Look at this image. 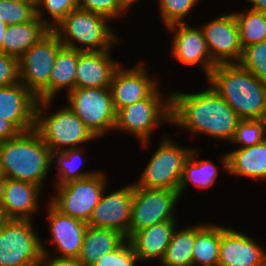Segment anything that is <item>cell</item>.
I'll return each instance as SVG.
<instances>
[{"instance_id": "obj_10", "label": "cell", "mask_w": 266, "mask_h": 266, "mask_svg": "<svg viewBox=\"0 0 266 266\" xmlns=\"http://www.w3.org/2000/svg\"><path fill=\"white\" fill-rule=\"evenodd\" d=\"M108 179L102 170L92 176L55 186L48 202L59 212L85 222L106 189Z\"/></svg>"}, {"instance_id": "obj_37", "label": "cell", "mask_w": 266, "mask_h": 266, "mask_svg": "<svg viewBox=\"0 0 266 266\" xmlns=\"http://www.w3.org/2000/svg\"><path fill=\"white\" fill-rule=\"evenodd\" d=\"M138 258L126 239L118 248L107 253L97 260L92 266H136Z\"/></svg>"}, {"instance_id": "obj_5", "label": "cell", "mask_w": 266, "mask_h": 266, "mask_svg": "<svg viewBox=\"0 0 266 266\" xmlns=\"http://www.w3.org/2000/svg\"><path fill=\"white\" fill-rule=\"evenodd\" d=\"M53 101L37 102L34 126L52 153L80 148L81 144L96 139L67 104L48 113Z\"/></svg>"}, {"instance_id": "obj_43", "label": "cell", "mask_w": 266, "mask_h": 266, "mask_svg": "<svg viewBox=\"0 0 266 266\" xmlns=\"http://www.w3.org/2000/svg\"><path fill=\"white\" fill-rule=\"evenodd\" d=\"M7 24L0 19V51H2L3 36L6 33Z\"/></svg>"}, {"instance_id": "obj_26", "label": "cell", "mask_w": 266, "mask_h": 266, "mask_svg": "<svg viewBox=\"0 0 266 266\" xmlns=\"http://www.w3.org/2000/svg\"><path fill=\"white\" fill-rule=\"evenodd\" d=\"M78 57V50L65 46L59 49L49 78V100H54L63 90L68 94L75 89Z\"/></svg>"}, {"instance_id": "obj_24", "label": "cell", "mask_w": 266, "mask_h": 266, "mask_svg": "<svg viewBox=\"0 0 266 266\" xmlns=\"http://www.w3.org/2000/svg\"><path fill=\"white\" fill-rule=\"evenodd\" d=\"M49 31L50 29L37 16L27 23L7 25L2 52L20 58Z\"/></svg>"}, {"instance_id": "obj_29", "label": "cell", "mask_w": 266, "mask_h": 266, "mask_svg": "<svg viewBox=\"0 0 266 266\" xmlns=\"http://www.w3.org/2000/svg\"><path fill=\"white\" fill-rule=\"evenodd\" d=\"M195 225L183 227L173 232L172 239L160 261L162 266H193Z\"/></svg>"}, {"instance_id": "obj_4", "label": "cell", "mask_w": 266, "mask_h": 266, "mask_svg": "<svg viewBox=\"0 0 266 266\" xmlns=\"http://www.w3.org/2000/svg\"><path fill=\"white\" fill-rule=\"evenodd\" d=\"M109 20L101 14L77 7L52 31L65 47L80 52L109 51L114 44L120 43V37L112 30Z\"/></svg>"}, {"instance_id": "obj_15", "label": "cell", "mask_w": 266, "mask_h": 266, "mask_svg": "<svg viewBox=\"0 0 266 266\" xmlns=\"http://www.w3.org/2000/svg\"><path fill=\"white\" fill-rule=\"evenodd\" d=\"M212 59L217 63H238L243 48L233 11L200 26Z\"/></svg>"}, {"instance_id": "obj_34", "label": "cell", "mask_w": 266, "mask_h": 266, "mask_svg": "<svg viewBox=\"0 0 266 266\" xmlns=\"http://www.w3.org/2000/svg\"><path fill=\"white\" fill-rule=\"evenodd\" d=\"M238 63L266 83V40L244 47Z\"/></svg>"}, {"instance_id": "obj_8", "label": "cell", "mask_w": 266, "mask_h": 266, "mask_svg": "<svg viewBox=\"0 0 266 266\" xmlns=\"http://www.w3.org/2000/svg\"><path fill=\"white\" fill-rule=\"evenodd\" d=\"M33 220L5 219L0 227V266H40L42 238Z\"/></svg>"}, {"instance_id": "obj_12", "label": "cell", "mask_w": 266, "mask_h": 266, "mask_svg": "<svg viewBox=\"0 0 266 266\" xmlns=\"http://www.w3.org/2000/svg\"><path fill=\"white\" fill-rule=\"evenodd\" d=\"M178 191L143 188L133 183V202L129 238L137 231L165 221H177Z\"/></svg>"}, {"instance_id": "obj_36", "label": "cell", "mask_w": 266, "mask_h": 266, "mask_svg": "<svg viewBox=\"0 0 266 266\" xmlns=\"http://www.w3.org/2000/svg\"><path fill=\"white\" fill-rule=\"evenodd\" d=\"M36 5L0 0V19L7 25L27 23L36 17Z\"/></svg>"}, {"instance_id": "obj_2", "label": "cell", "mask_w": 266, "mask_h": 266, "mask_svg": "<svg viewBox=\"0 0 266 266\" xmlns=\"http://www.w3.org/2000/svg\"><path fill=\"white\" fill-rule=\"evenodd\" d=\"M241 119H266V83L239 63H220L206 79Z\"/></svg>"}, {"instance_id": "obj_22", "label": "cell", "mask_w": 266, "mask_h": 266, "mask_svg": "<svg viewBox=\"0 0 266 266\" xmlns=\"http://www.w3.org/2000/svg\"><path fill=\"white\" fill-rule=\"evenodd\" d=\"M177 226V221H165L135 232L128 241L138 261L160 263Z\"/></svg>"}, {"instance_id": "obj_28", "label": "cell", "mask_w": 266, "mask_h": 266, "mask_svg": "<svg viewBox=\"0 0 266 266\" xmlns=\"http://www.w3.org/2000/svg\"><path fill=\"white\" fill-rule=\"evenodd\" d=\"M198 149H192L189 158L185 161L178 194L181 199L189 183L194 184L198 189L211 188L218 177V165L213 161L202 159L198 160Z\"/></svg>"}, {"instance_id": "obj_17", "label": "cell", "mask_w": 266, "mask_h": 266, "mask_svg": "<svg viewBox=\"0 0 266 266\" xmlns=\"http://www.w3.org/2000/svg\"><path fill=\"white\" fill-rule=\"evenodd\" d=\"M93 209L87 224L92 227L113 229L129 239V226L133 202V183L105 195Z\"/></svg>"}, {"instance_id": "obj_33", "label": "cell", "mask_w": 266, "mask_h": 266, "mask_svg": "<svg viewBox=\"0 0 266 266\" xmlns=\"http://www.w3.org/2000/svg\"><path fill=\"white\" fill-rule=\"evenodd\" d=\"M266 140V119H242L229 143L238 148L260 144Z\"/></svg>"}, {"instance_id": "obj_1", "label": "cell", "mask_w": 266, "mask_h": 266, "mask_svg": "<svg viewBox=\"0 0 266 266\" xmlns=\"http://www.w3.org/2000/svg\"><path fill=\"white\" fill-rule=\"evenodd\" d=\"M242 119L210 86L193 93H171V124L187 133L230 142Z\"/></svg>"}, {"instance_id": "obj_38", "label": "cell", "mask_w": 266, "mask_h": 266, "mask_svg": "<svg viewBox=\"0 0 266 266\" xmlns=\"http://www.w3.org/2000/svg\"><path fill=\"white\" fill-rule=\"evenodd\" d=\"M78 8L101 14L110 21L128 13L119 0H78Z\"/></svg>"}, {"instance_id": "obj_13", "label": "cell", "mask_w": 266, "mask_h": 266, "mask_svg": "<svg viewBox=\"0 0 266 266\" xmlns=\"http://www.w3.org/2000/svg\"><path fill=\"white\" fill-rule=\"evenodd\" d=\"M46 219L49 223L50 239L41 240L43 254L53 255L57 257L78 258L81 253L84 235L87 229V222L72 218L56 210L47 201ZM52 239V241H51ZM49 241L54 244L56 252L47 249ZM46 242V244H45Z\"/></svg>"}, {"instance_id": "obj_9", "label": "cell", "mask_w": 266, "mask_h": 266, "mask_svg": "<svg viewBox=\"0 0 266 266\" xmlns=\"http://www.w3.org/2000/svg\"><path fill=\"white\" fill-rule=\"evenodd\" d=\"M63 44L50 30L19 58L20 83L37 101L49 100V78L55 57Z\"/></svg>"}, {"instance_id": "obj_42", "label": "cell", "mask_w": 266, "mask_h": 266, "mask_svg": "<svg viewBox=\"0 0 266 266\" xmlns=\"http://www.w3.org/2000/svg\"><path fill=\"white\" fill-rule=\"evenodd\" d=\"M249 3H252V7L249 9L254 11H259L266 14V0H247Z\"/></svg>"}, {"instance_id": "obj_20", "label": "cell", "mask_w": 266, "mask_h": 266, "mask_svg": "<svg viewBox=\"0 0 266 266\" xmlns=\"http://www.w3.org/2000/svg\"><path fill=\"white\" fill-rule=\"evenodd\" d=\"M37 98L21 83L0 87V118L20 133L34 129Z\"/></svg>"}, {"instance_id": "obj_35", "label": "cell", "mask_w": 266, "mask_h": 266, "mask_svg": "<svg viewBox=\"0 0 266 266\" xmlns=\"http://www.w3.org/2000/svg\"><path fill=\"white\" fill-rule=\"evenodd\" d=\"M200 0H158L159 13L165 27L185 23L186 17ZM184 20V21H183Z\"/></svg>"}, {"instance_id": "obj_18", "label": "cell", "mask_w": 266, "mask_h": 266, "mask_svg": "<svg viewBox=\"0 0 266 266\" xmlns=\"http://www.w3.org/2000/svg\"><path fill=\"white\" fill-rule=\"evenodd\" d=\"M43 189L33 183L11 178L0 179V212L5 219H29L41 209Z\"/></svg>"}, {"instance_id": "obj_3", "label": "cell", "mask_w": 266, "mask_h": 266, "mask_svg": "<svg viewBox=\"0 0 266 266\" xmlns=\"http://www.w3.org/2000/svg\"><path fill=\"white\" fill-rule=\"evenodd\" d=\"M52 168V152L35 129L0 142L1 178L27 181L43 188Z\"/></svg>"}, {"instance_id": "obj_11", "label": "cell", "mask_w": 266, "mask_h": 266, "mask_svg": "<svg viewBox=\"0 0 266 266\" xmlns=\"http://www.w3.org/2000/svg\"><path fill=\"white\" fill-rule=\"evenodd\" d=\"M66 103L96 138L114 130L116 111L109 88H75Z\"/></svg>"}, {"instance_id": "obj_14", "label": "cell", "mask_w": 266, "mask_h": 266, "mask_svg": "<svg viewBox=\"0 0 266 266\" xmlns=\"http://www.w3.org/2000/svg\"><path fill=\"white\" fill-rule=\"evenodd\" d=\"M152 77L143 61L115 71L109 89L115 111L146 99L161 83Z\"/></svg>"}, {"instance_id": "obj_23", "label": "cell", "mask_w": 266, "mask_h": 266, "mask_svg": "<svg viewBox=\"0 0 266 266\" xmlns=\"http://www.w3.org/2000/svg\"><path fill=\"white\" fill-rule=\"evenodd\" d=\"M228 175L266 181V140L246 148H236L221 156Z\"/></svg>"}, {"instance_id": "obj_46", "label": "cell", "mask_w": 266, "mask_h": 266, "mask_svg": "<svg viewBox=\"0 0 266 266\" xmlns=\"http://www.w3.org/2000/svg\"><path fill=\"white\" fill-rule=\"evenodd\" d=\"M4 220H5V218L2 215V213L0 212V227H1V224L3 223Z\"/></svg>"}, {"instance_id": "obj_16", "label": "cell", "mask_w": 266, "mask_h": 266, "mask_svg": "<svg viewBox=\"0 0 266 266\" xmlns=\"http://www.w3.org/2000/svg\"><path fill=\"white\" fill-rule=\"evenodd\" d=\"M166 28L174 33L170 51L173 59L187 66H196L197 64L207 79L217 63L209 53L200 26L197 28L183 22L169 25Z\"/></svg>"}, {"instance_id": "obj_32", "label": "cell", "mask_w": 266, "mask_h": 266, "mask_svg": "<svg viewBox=\"0 0 266 266\" xmlns=\"http://www.w3.org/2000/svg\"><path fill=\"white\" fill-rule=\"evenodd\" d=\"M77 7L78 0H37L36 16L52 30Z\"/></svg>"}, {"instance_id": "obj_40", "label": "cell", "mask_w": 266, "mask_h": 266, "mask_svg": "<svg viewBox=\"0 0 266 266\" xmlns=\"http://www.w3.org/2000/svg\"><path fill=\"white\" fill-rule=\"evenodd\" d=\"M40 266H84L78 258L57 257L54 255L43 254Z\"/></svg>"}, {"instance_id": "obj_19", "label": "cell", "mask_w": 266, "mask_h": 266, "mask_svg": "<svg viewBox=\"0 0 266 266\" xmlns=\"http://www.w3.org/2000/svg\"><path fill=\"white\" fill-rule=\"evenodd\" d=\"M257 239L221 225L218 266H263L266 250Z\"/></svg>"}, {"instance_id": "obj_25", "label": "cell", "mask_w": 266, "mask_h": 266, "mask_svg": "<svg viewBox=\"0 0 266 266\" xmlns=\"http://www.w3.org/2000/svg\"><path fill=\"white\" fill-rule=\"evenodd\" d=\"M125 240L126 237L116 230L88 225L78 259L84 266H92L100 256L115 250Z\"/></svg>"}, {"instance_id": "obj_31", "label": "cell", "mask_w": 266, "mask_h": 266, "mask_svg": "<svg viewBox=\"0 0 266 266\" xmlns=\"http://www.w3.org/2000/svg\"><path fill=\"white\" fill-rule=\"evenodd\" d=\"M244 10L233 12L242 48L266 40V14L246 8Z\"/></svg>"}, {"instance_id": "obj_41", "label": "cell", "mask_w": 266, "mask_h": 266, "mask_svg": "<svg viewBox=\"0 0 266 266\" xmlns=\"http://www.w3.org/2000/svg\"><path fill=\"white\" fill-rule=\"evenodd\" d=\"M20 132L8 121L0 118V142L16 137Z\"/></svg>"}, {"instance_id": "obj_21", "label": "cell", "mask_w": 266, "mask_h": 266, "mask_svg": "<svg viewBox=\"0 0 266 266\" xmlns=\"http://www.w3.org/2000/svg\"><path fill=\"white\" fill-rule=\"evenodd\" d=\"M110 51H79L75 88H109L115 71L121 65L113 59Z\"/></svg>"}, {"instance_id": "obj_44", "label": "cell", "mask_w": 266, "mask_h": 266, "mask_svg": "<svg viewBox=\"0 0 266 266\" xmlns=\"http://www.w3.org/2000/svg\"><path fill=\"white\" fill-rule=\"evenodd\" d=\"M137 1L140 0H119V2L121 3V5L127 10L131 8L132 5H134V3H136Z\"/></svg>"}, {"instance_id": "obj_6", "label": "cell", "mask_w": 266, "mask_h": 266, "mask_svg": "<svg viewBox=\"0 0 266 266\" xmlns=\"http://www.w3.org/2000/svg\"><path fill=\"white\" fill-rule=\"evenodd\" d=\"M158 86L146 99L116 111L114 130L135 136L149 147L152 131L161 124L171 125V92L164 96Z\"/></svg>"}, {"instance_id": "obj_7", "label": "cell", "mask_w": 266, "mask_h": 266, "mask_svg": "<svg viewBox=\"0 0 266 266\" xmlns=\"http://www.w3.org/2000/svg\"><path fill=\"white\" fill-rule=\"evenodd\" d=\"M193 147H183L169 136H164L152 154L139 180L133 183L143 188L178 191L185 161Z\"/></svg>"}, {"instance_id": "obj_30", "label": "cell", "mask_w": 266, "mask_h": 266, "mask_svg": "<svg viewBox=\"0 0 266 266\" xmlns=\"http://www.w3.org/2000/svg\"><path fill=\"white\" fill-rule=\"evenodd\" d=\"M79 149L81 148L52 153V165H55L54 168L56 167L55 186L83 179L98 172V170L83 171L81 169L85 162L83 161V151Z\"/></svg>"}, {"instance_id": "obj_27", "label": "cell", "mask_w": 266, "mask_h": 266, "mask_svg": "<svg viewBox=\"0 0 266 266\" xmlns=\"http://www.w3.org/2000/svg\"><path fill=\"white\" fill-rule=\"evenodd\" d=\"M221 225L216 223L195 224L193 266H218Z\"/></svg>"}, {"instance_id": "obj_39", "label": "cell", "mask_w": 266, "mask_h": 266, "mask_svg": "<svg viewBox=\"0 0 266 266\" xmlns=\"http://www.w3.org/2000/svg\"><path fill=\"white\" fill-rule=\"evenodd\" d=\"M20 83L19 58L0 51V87Z\"/></svg>"}, {"instance_id": "obj_45", "label": "cell", "mask_w": 266, "mask_h": 266, "mask_svg": "<svg viewBox=\"0 0 266 266\" xmlns=\"http://www.w3.org/2000/svg\"><path fill=\"white\" fill-rule=\"evenodd\" d=\"M8 1H14L20 3H37V0H8Z\"/></svg>"}]
</instances>
